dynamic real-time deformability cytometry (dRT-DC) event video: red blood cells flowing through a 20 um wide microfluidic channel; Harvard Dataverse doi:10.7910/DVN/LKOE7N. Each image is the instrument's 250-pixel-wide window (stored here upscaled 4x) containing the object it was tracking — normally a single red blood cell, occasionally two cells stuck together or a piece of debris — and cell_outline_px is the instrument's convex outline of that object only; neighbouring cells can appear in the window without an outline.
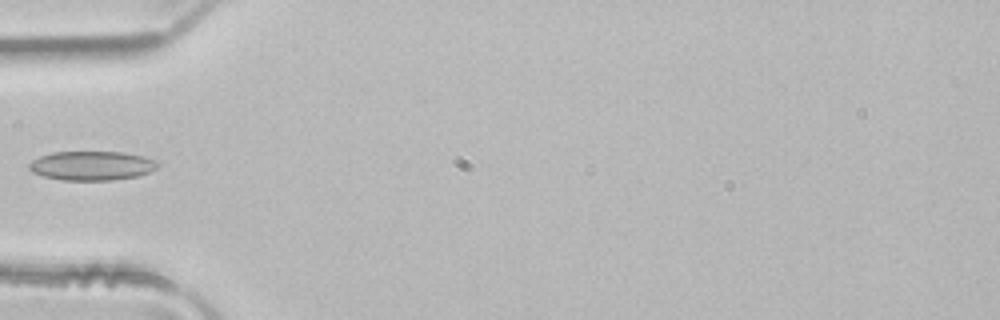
{"species": "common noctule bat (a hibernating species)", "species_latin": "Nyctalus noctula", "temperature_condition": "room temperature", "stored_images_in_passage": 3, "camera_frame_rate_fps": 3000, "um_per_image_px": 0.085, "animal": {"sex": "male", "body_mass_g": 21.5, "forearm_length_mm": 52.0}, "frame": {"image": 1, "passage_image": 3, "time_ms": 0.667, "image_size_px": [1000, 320], "cell_outline_px": [[160, 164], [156, 168], [148, 172], [136, 176], [112, 180], [60, 180], [44, 176], [32, 172], [28, 168], [28, 164], [32, 160], [40, 156], [52, 152], [124, 152], [144, 156]], "centroid_in_image_um": [7.76, 14.08], "position_along_channel_um": 77.2, "area_um2": 21.79}}